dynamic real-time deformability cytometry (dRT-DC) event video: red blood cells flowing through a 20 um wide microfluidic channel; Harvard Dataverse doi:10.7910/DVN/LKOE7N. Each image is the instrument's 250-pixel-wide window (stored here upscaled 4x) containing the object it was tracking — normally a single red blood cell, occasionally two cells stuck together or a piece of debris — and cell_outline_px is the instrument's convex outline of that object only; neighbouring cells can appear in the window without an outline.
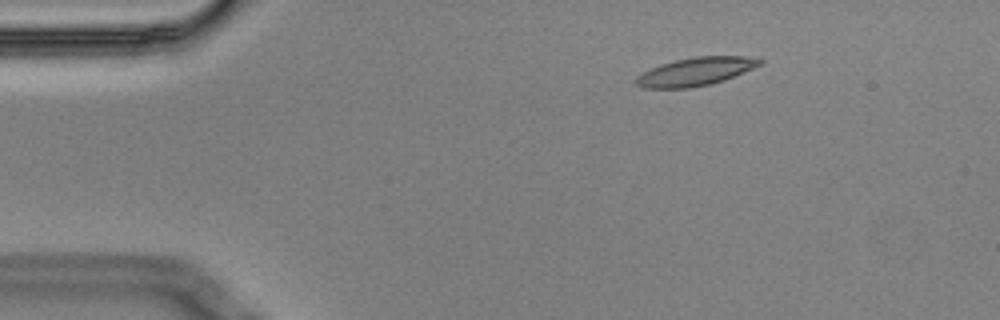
{"species": "Egyptian fruit bat (a non-hibernating species)", "species_latin": "Rousettus aegyptiacus", "temperature_condition": "cold", "stored_images_in_passage": 4, "camera_frame_rate_fps": 3000, "um_per_image_px": 0.085, "animal": {"sex": "male"}, "frame": {"image": 1, "passage_image": 2, "time_ms": 0.333, "image_size_px": [1000, 320], "cell_outline_px": [[764, 60], [760, 64], [744, 72], [724, 80], [708, 84], [688, 88], [644, 88], [636, 84], [636, 76], [640, 72], [660, 64], [676, 60], [696, 56], [744, 56]], "centroid_in_image_um": [59.07, 6.08], "position_along_channel_um": 25.9, "area_um2": 20.17}}